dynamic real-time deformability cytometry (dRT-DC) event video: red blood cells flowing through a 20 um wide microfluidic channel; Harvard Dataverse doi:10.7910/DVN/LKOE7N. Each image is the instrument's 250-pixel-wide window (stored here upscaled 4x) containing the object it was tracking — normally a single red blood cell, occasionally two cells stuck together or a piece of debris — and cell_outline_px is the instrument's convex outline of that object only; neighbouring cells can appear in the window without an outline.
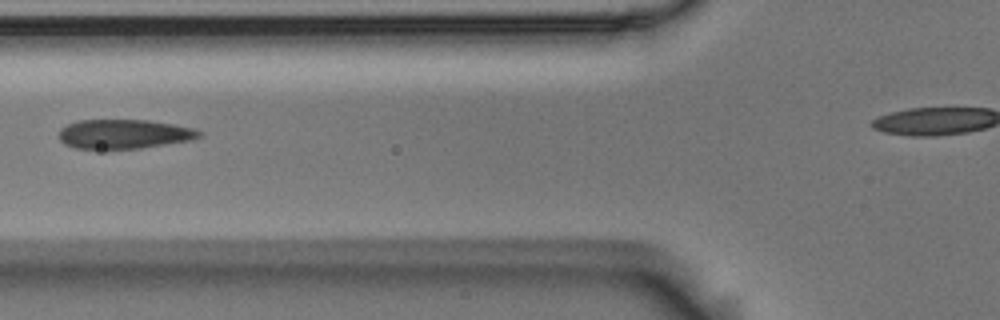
{"species": "Egyptian fruit bat (a non-hibernating species)", "species_latin": "Rousettus aegyptiacus", "temperature_condition": "room temperature", "stored_images_in_passage": 2, "camera_frame_rate_fps": 3000, "um_per_image_px": 0.085, "animal": {"sex": "male"}, "frame": {"image": 1, "passage_image": 2, "time_ms": 0.333, "image_size_px": [1000, 320], "cell_outline_px": [[204, 136], [192, 140], [140, 148], [76, 148], [64, 144], [60, 140], [60, 132], [68, 124], [80, 120], [148, 120], [196, 128], [204, 132]], "centroid_in_image_um": [10.64, 11.39], "position_along_channel_um": 115.2, "area_um2": 23.81}}